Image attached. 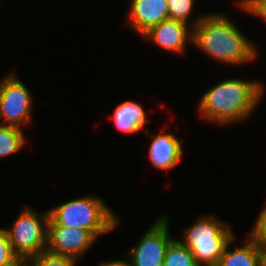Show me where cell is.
<instances>
[{"instance_id": "44dd1931", "label": "cell", "mask_w": 266, "mask_h": 266, "mask_svg": "<svg viewBox=\"0 0 266 266\" xmlns=\"http://www.w3.org/2000/svg\"><path fill=\"white\" fill-rule=\"evenodd\" d=\"M119 260H104L98 264V266H132L129 258H124Z\"/></svg>"}, {"instance_id": "ba28073f", "label": "cell", "mask_w": 266, "mask_h": 266, "mask_svg": "<svg viewBox=\"0 0 266 266\" xmlns=\"http://www.w3.org/2000/svg\"><path fill=\"white\" fill-rule=\"evenodd\" d=\"M98 239L87 229L48 225L47 251L69 256L78 262Z\"/></svg>"}, {"instance_id": "ac0fdd59", "label": "cell", "mask_w": 266, "mask_h": 266, "mask_svg": "<svg viewBox=\"0 0 266 266\" xmlns=\"http://www.w3.org/2000/svg\"><path fill=\"white\" fill-rule=\"evenodd\" d=\"M248 235L263 249L266 250V201L255 219Z\"/></svg>"}, {"instance_id": "7a4b0ae2", "label": "cell", "mask_w": 266, "mask_h": 266, "mask_svg": "<svg viewBox=\"0 0 266 266\" xmlns=\"http://www.w3.org/2000/svg\"><path fill=\"white\" fill-rule=\"evenodd\" d=\"M237 26L225 12L205 13L193 27L192 46L223 66L251 64L258 47Z\"/></svg>"}, {"instance_id": "5b68a950", "label": "cell", "mask_w": 266, "mask_h": 266, "mask_svg": "<svg viewBox=\"0 0 266 266\" xmlns=\"http://www.w3.org/2000/svg\"><path fill=\"white\" fill-rule=\"evenodd\" d=\"M48 209L43 213L25 205L7 233L13 253L22 258L36 256L47 249Z\"/></svg>"}, {"instance_id": "8992f818", "label": "cell", "mask_w": 266, "mask_h": 266, "mask_svg": "<svg viewBox=\"0 0 266 266\" xmlns=\"http://www.w3.org/2000/svg\"><path fill=\"white\" fill-rule=\"evenodd\" d=\"M33 93L16 76L6 74L0 79V124L23 128L32 123Z\"/></svg>"}, {"instance_id": "30bf717a", "label": "cell", "mask_w": 266, "mask_h": 266, "mask_svg": "<svg viewBox=\"0 0 266 266\" xmlns=\"http://www.w3.org/2000/svg\"><path fill=\"white\" fill-rule=\"evenodd\" d=\"M168 128L164 126L158 133L152 134L148 129L145 134L151 138L148 149V159L158 170L170 171L182 162L184 140L177 135L165 132Z\"/></svg>"}, {"instance_id": "4fadbf2b", "label": "cell", "mask_w": 266, "mask_h": 266, "mask_svg": "<svg viewBox=\"0 0 266 266\" xmlns=\"http://www.w3.org/2000/svg\"><path fill=\"white\" fill-rule=\"evenodd\" d=\"M242 246L232 249L236 235L225 246L223 256L215 266H262L263 249L248 235Z\"/></svg>"}, {"instance_id": "7402d4cb", "label": "cell", "mask_w": 266, "mask_h": 266, "mask_svg": "<svg viewBox=\"0 0 266 266\" xmlns=\"http://www.w3.org/2000/svg\"><path fill=\"white\" fill-rule=\"evenodd\" d=\"M0 266H26V259L16 256L11 262H7Z\"/></svg>"}, {"instance_id": "e0dca14e", "label": "cell", "mask_w": 266, "mask_h": 266, "mask_svg": "<svg viewBox=\"0 0 266 266\" xmlns=\"http://www.w3.org/2000/svg\"><path fill=\"white\" fill-rule=\"evenodd\" d=\"M26 266H78V261L69 256L43 251L26 259Z\"/></svg>"}, {"instance_id": "5bb4252c", "label": "cell", "mask_w": 266, "mask_h": 266, "mask_svg": "<svg viewBox=\"0 0 266 266\" xmlns=\"http://www.w3.org/2000/svg\"><path fill=\"white\" fill-rule=\"evenodd\" d=\"M27 137L22 128L0 124V158H6L23 150Z\"/></svg>"}, {"instance_id": "d6986e66", "label": "cell", "mask_w": 266, "mask_h": 266, "mask_svg": "<svg viewBox=\"0 0 266 266\" xmlns=\"http://www.w3.org/2000/svg\"><path fill=\"white\" fill-rule=\"evenodd\" d=\"M236 4L243 12L266 22V0H239Z\"/></svg>"}, {"instance_id": "2e32d148", "label": "cell", "mask_w": 266, "mask_h": 266, "mask_svg": "<svg viewBox=\"0 0 266 266\" xmlns=\"http://www.w3.org/2000/svg\"><path fill=\"white\" fill-rule=\"evenodd\" d=\"M195 3V0H167L169 19L184 22L193 28L204 15L202 14L196 18H192L195 10Z\"/></svg>"}, {"instance_id": "3957f363", "label": "cell", "mask_w": 266, "mask_h": 266, "mask_svg": "<svg viewBox=\"0 0 266 266\" xmlns=\"http://www.w3.org/2000/svg\"><path fill=\"white\" fill-rule=\"evenodd\" d=\"M48 225H61L89 230L97 239L120 227V217L105 200L87 194L58 204L50 209Z\"/></svg>"}, {"instance_id": "603a6c76", "label": "cell", "mask_w": 266, "mask_h": 266, "mask_svg": "<svg viewBox=\"0 0 266 266\" xmlns=\"http://www.w3.org/2000/svg\"><path fill=\"white\" fill-rule=\"evenodd\" d=\"M263 265L262 266H266V250H263Z\"/></svg>"}, {"instance_id": "9a60e30c", "label": "cell", "mask_w": 266, "mask_h": 266, "mask_svg": "<svg viewBox=\"0 0 266 266\" xmlns=\"http://www.w3.org/2000/svg\"><path fill=\"white\" fill-rule=\"evenodd\" d=\"M163 266H200L192 252L175 237L167 247Z\"/></svg>"}, {"instance_id": "8fae6325", "label": "cell", "mask_w": 266, "mask_h": 266, "mask_svg": "<svg viewBox=\"0 0 266 266\" xmlns=\"http://www.w3.org/2000/svg\"><path fill=\"white\" fill-rule=\"evenodd\" d=\"M126 26L140 37L151 27L169 19L167 0H129Z\"/></svg>"}, {"instance_id": "52a82bcc", "label": "cell", "mask_w": 266, "mask_h": 266, "mask_svg": "<svg viewBox=\"0 0 266 266\" xmlns=\"http://www.w3.org/2000/svg\"><path fill=\"white\" fill-rule=\"evenodd\" d=\"M167 216H157L136 244L125 252L132 266H163L167 247L175 238L170 233L171 220Z\"/></svg>"}, {"instance_id": "6da1fadb", "label": "cell", "mask_w": 266, "mask_h": 266, "mask_svg": "<svg viewBox=\"0 0 266 266\" xmlns=\"http://www.w3.org/2000/svg\"><path fill=\"white\" fill-rule=\"evenodd\" d=\"M265 91L261 79L224 78L203 93L197 105L198 116L222 127L245 123L261 105Z\"/></svg>"}, {"instance_id": "277c9868", "label": "cell", "mask_w": 266, "mask_h": 266, "mask_svg": "<svg viewBox=\"0 0 266 266\" xmlns=\"http://www.w3.org/2000/svg\"><path fill=\"white\" fill-rule=\"evenodd\" d=\"M229 222L215 215H201L183 231L179 239L200 266H215L227 243L236 235Z\"/></svg>"}, {"instance_id": "ffe728a7", "label": "cell", "mask_w": 266, "mask_h": 266, "mask_svg": "<svg viewBox=\"0 0 266 266\" xmlns=\"http://www.w3.org/2000/svg\"><path fill=\"white\" fill-rule=\"evenodd\" d=\"M15 257L6 230L0 228V265L11 262Z\"/></svg>"}, {"instance_id": "7c38bea8", "label": "cell", "mask_w": 266, "mask_h": 266, "mask_svg": "<svg viewBox=\"0 0 266 266\" xmlns=\"http://www.w3.org/2000/svg\"><path fill=\"white\" fill-rule=\"evenodd\" d=\"M114 127L124 134H136L137 132H146L149 128L146 127L149 123L146 110L142 103L132 100H126L118 104L112 115Z\"/></svg>"}, {"instance_id": "9c48e42d", "label": "cell", "mask_w": 266, "mask_h": 266, "mask_svg": "<svg viewBox=\"0 0 266 266\" xmlns=\"http://www.w3.org/2000/svg\"><path fill=\"white\" fill-rule=\"evenodd\" d=\"M145 41L175 55H185L188 44L192 45L193 28L181 21L166 19L151 27L141 36Z\"/></svg>"}]
</instances>
